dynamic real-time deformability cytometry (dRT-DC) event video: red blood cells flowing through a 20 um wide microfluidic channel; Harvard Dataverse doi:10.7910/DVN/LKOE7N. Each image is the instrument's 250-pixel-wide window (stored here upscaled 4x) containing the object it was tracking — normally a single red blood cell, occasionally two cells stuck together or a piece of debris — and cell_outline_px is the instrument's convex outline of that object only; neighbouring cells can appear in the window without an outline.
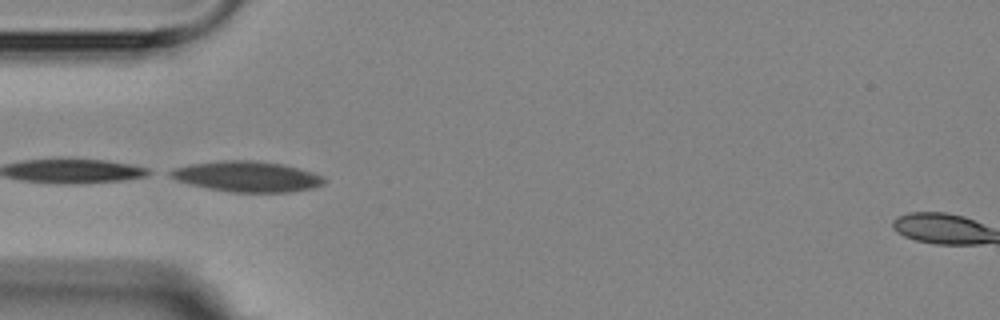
{"species": "Egyptian fruit bat (a non-hibernating species)", "species_latin": "Rousettus aegyptiacus", "temperature_condition": "room temperature", "stored_images_in_passage": 3, "camera_frame_rate_fps": 3000, "um_per_image_px": 0.085, "animal": {"sex": "female"}, "frame": {"image": 1, "passage_image": 2, "time_ms": 1.333, "image_size_px": [1000, 320], "cell_outline_px": [[328, 180], [324, 184], [312, 188], [292, 192], [232, 192], [208, 188], [188, 184], [176, 180], [168, 176], [164, 172], [172, 168], [192, 164], [224, 160], [256, 160], [284, 164], [312, 172], [324, 176]], "centroid_in_image_um": [20.99, 15.0], "position_along_channel_um": 64.0, "area_um2": 27.74}}